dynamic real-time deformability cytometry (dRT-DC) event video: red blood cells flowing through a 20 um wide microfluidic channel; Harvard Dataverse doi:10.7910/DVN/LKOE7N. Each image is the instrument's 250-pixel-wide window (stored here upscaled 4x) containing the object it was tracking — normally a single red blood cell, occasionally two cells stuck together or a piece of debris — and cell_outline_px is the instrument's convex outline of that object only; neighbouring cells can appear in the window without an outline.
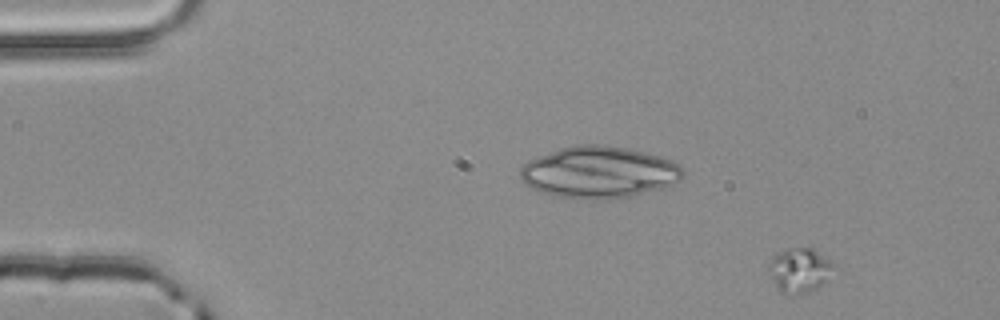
{"species": "common noctule bat (a hibernating species)", "species_latin": "Nyctalus noctula", "temperature_condition": "room temperature", "stored_images_in_passage": 5, "segment_of_instrument_passage": [2, 2], "camera_frame_rate_fps": 3000, "um_per_image_px": 0.085, "animal": {"sex": "male", "body_mass_g": 20.4}, "frame": {"image": 1, "passage_image": 2, "time_ms": 0.333, "image_size_px": [1000, 320], "cell_outline_px": [[836, 268], [816, 288], [804, 292], [788, 296], [780, 292], [776, 288], [772, 276], [772, 256], [776, 252], [788, 248], [808, 248], [836, 264]], "centroid_in_image_um": [67.96, 22.97], "position_along_channel_um": 17.0, "area_um2": 16.18}}